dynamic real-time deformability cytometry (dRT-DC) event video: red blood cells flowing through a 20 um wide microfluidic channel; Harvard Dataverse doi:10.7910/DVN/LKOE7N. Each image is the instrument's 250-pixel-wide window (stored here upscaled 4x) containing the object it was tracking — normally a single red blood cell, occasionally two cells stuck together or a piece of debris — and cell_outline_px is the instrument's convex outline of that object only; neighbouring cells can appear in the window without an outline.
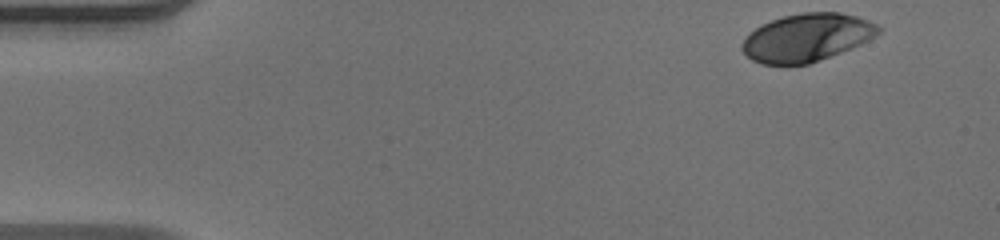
{"species": "human", "species_latin": "Homo sapiens", "temperature_condition": "warm", "stored_images_in_passage": 47, "camera_frame_rate_fps": 3000, "um_per_image_px": 0.085, "donor": {"sex": "male"}, "frame": {"image": 1, "passage_image": 1, "time_ms": 0.0, "image_size_px": [1000, 240], "cell_outline_px": [[884, 28], [876, 36], [852, 48], [820, 60], [808, 64], [760, 64], [752, 60], [740, 48], [740, 44], [756, 28], [772, 20], [784, 16], [804, 12], [840, 12], [856, 16], [868, 20]], "centroid_in_image_um": [68.61, 3.19], "position_along_channel_um": 16.4, "area_um2": 37.86}}
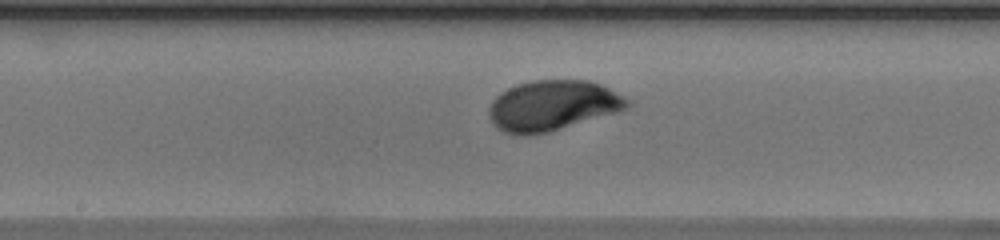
{"frame": {"image": 2, "passage_image": 23, "time_ms": 7.333, "image_size_px": [1000, 240], "cell_outline_px": [[632, 104], [628, 108], [616, 112], [548, 132], [528, 136], [516, 136], [504, 132], [496, 128], [492, 124], [488, 116], [488, 108], [492, 100], [500, 92], [516, 84], [532, 80], [588, 80], [600, 84], [632, 100]], "centroid_in_image_um": [46.92, 8.98], "position_along_channel_um": 201.3, "area_um2": 40.98}}
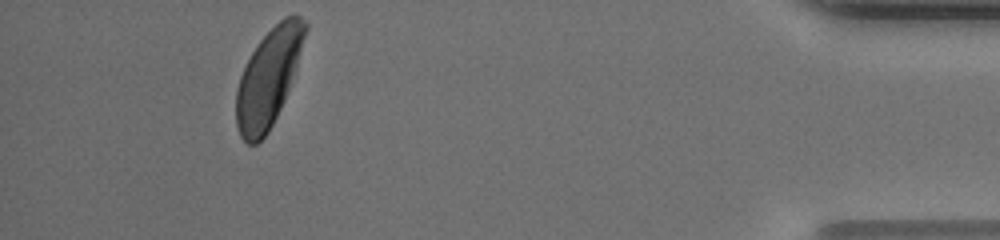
{"frame": {"image": 3, "passage_image": 43, "time_ms": 14.0, "image_size_px": [1000, 240], "cell_outline_px": [[308, 28], [284, 100], [268, 132], [256, 144], [248, 144], [240, 136], [236, 124], [236, 88], [240, 76], [256, 44], [284, 16], [300, 16], [308, 24]], "centroid_in_image_um": [22.79, 6.61], "position_along_channel_um": 412.4, "area_um2": 38.26}, "authors_computed_cell_mechanics": {"area_um2": 38.9572, "velocity_mm_per_s": 4.0725, "shape_relaxation_time_tau1_ms": 2.7371, "shape_relaxation_time_tau2_ms": null, "deformation_change_tau1": 0.1709, "deformation_change_tau2": null}}